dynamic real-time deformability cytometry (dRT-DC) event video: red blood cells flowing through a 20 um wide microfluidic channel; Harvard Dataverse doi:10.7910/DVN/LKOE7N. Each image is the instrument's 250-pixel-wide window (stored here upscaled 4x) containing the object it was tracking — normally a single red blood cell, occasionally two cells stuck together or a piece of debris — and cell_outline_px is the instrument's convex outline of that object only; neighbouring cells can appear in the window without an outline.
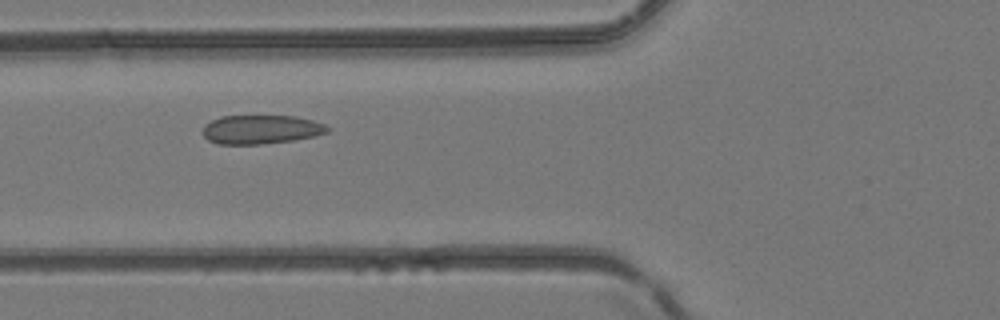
{"species": "common noctule bat (a hibernating species)", "species_latin": "Nyctalus noctula", "temperature_condition": "room temperature", "stored_images_in_passage": 4, "camera_frame_rate_fps": 3000, "um_per_image_px": 0.085, "animal": {"sex": "female", "body_mass_g": 24.6, "forearm_length_mm": 56.2}, "frame": {"image": 1, "passage_image": 4, "time_ms": 1.0, "image_size_px": [1000, 320], "cell_outline_px": [[332, 128], [328, 132], [312, 136], [292, 140], [264, 144], [220, 144], [208, 140], [204, 136], [204, 124], [220, 116], [292, 116], [312, 120], [324, 124]], "centroid_in_image_um": [22.18, 11.0], "position_along_channel_um": 103.6, "area_um2": 20.87}}